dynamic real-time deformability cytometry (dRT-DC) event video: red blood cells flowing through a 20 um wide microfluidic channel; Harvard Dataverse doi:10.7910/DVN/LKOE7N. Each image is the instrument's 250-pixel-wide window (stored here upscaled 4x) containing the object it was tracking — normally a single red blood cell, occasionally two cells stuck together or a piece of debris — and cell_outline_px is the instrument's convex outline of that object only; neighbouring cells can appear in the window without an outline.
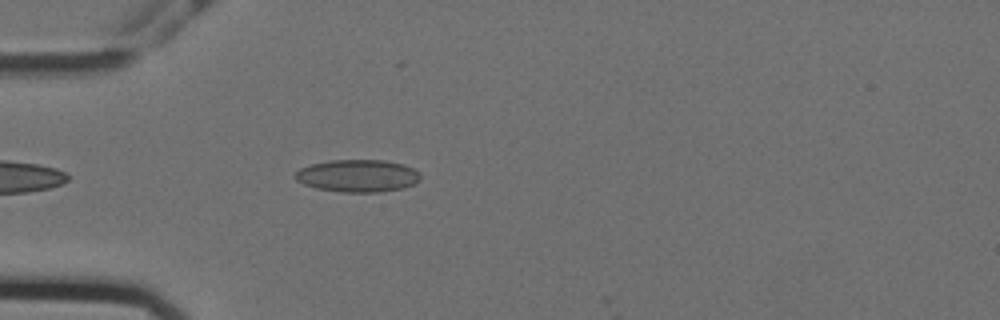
{"species": "Egyptian fruit bat (a non-hibernating species)", "species_latin": "Rousettus aegyptiacus", "temperature_condition": "cold", "stored_images_in_passage": 9, "camera_frame_rate_fps": 3000, "um_per_image_px": 0.085, "animal": {"sex": "female"}, "frame": {"image": 1, "passage_image": 5, "time_ms": 1.333, "image_size_px": [1000, 320], "cell_outline_px": [[420, 180], [404, 188], [380, 192], [340, 192], [316, 188], [304, 184], [296, 180], [292, 176], [300, 168], [312, 164], [332, 160], [384, 160], [404, 164], [412, 168], [420, 176]], "centroid_in_image_um": [30.38, 14.94], "position_along_channel_um": 54.6, "area_um2": 23.64}}